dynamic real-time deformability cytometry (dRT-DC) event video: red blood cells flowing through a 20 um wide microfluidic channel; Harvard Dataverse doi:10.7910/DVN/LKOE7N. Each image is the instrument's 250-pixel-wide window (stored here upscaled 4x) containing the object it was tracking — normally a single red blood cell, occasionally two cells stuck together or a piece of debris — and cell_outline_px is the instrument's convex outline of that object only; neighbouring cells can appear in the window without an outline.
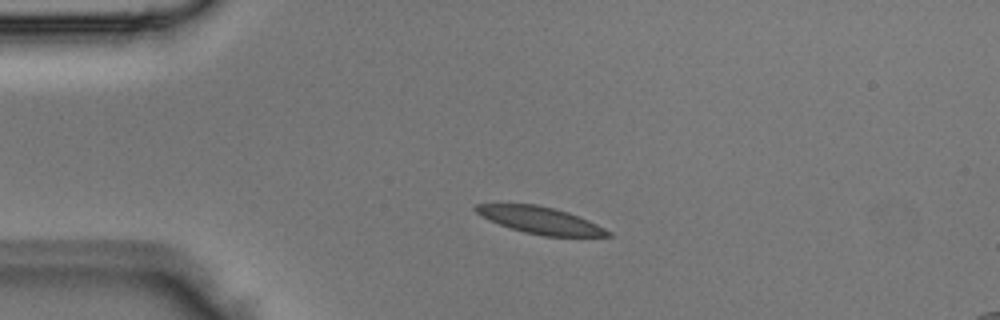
{"species": "Egyptian fruit bat (a non-hibernating species)", "species_latin": "Rousettus aegyptiacus", "temperature_condition": "room temperature", "stored_images_in_passage": 1, "camera_frame_rate_fps": 3000, "um_per_image_px": 0.085, "animal": {"sex": "male"}, "frame": {"image": 1, "passage_image": 1, "time_ms": 0.0, "image_size_px": [1000, 320], "cell_outline_px": [[612, 236], [544, 236], [524, 232], [500, 224], [476, 212], [472, 208], [476, 204], [536, 204], [556, 208], [568, 212], [588, 220], [612, 232]], "centroid_in_image_um": [45.96, 18.71], "position_along_channel_um": 39.0, "area_um2": 20.4}}